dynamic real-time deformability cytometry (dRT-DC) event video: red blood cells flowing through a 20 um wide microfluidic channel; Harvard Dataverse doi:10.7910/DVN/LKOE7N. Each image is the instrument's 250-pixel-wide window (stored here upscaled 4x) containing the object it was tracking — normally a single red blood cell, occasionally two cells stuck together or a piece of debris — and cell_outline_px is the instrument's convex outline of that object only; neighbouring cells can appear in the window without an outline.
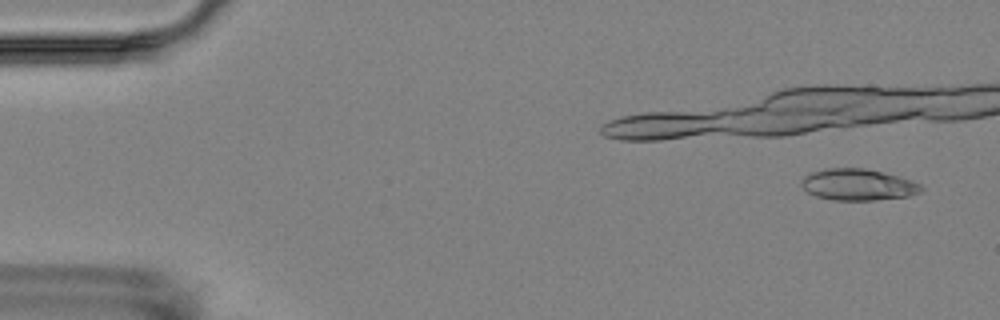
{"species": "Egyptian fruit bat (a non-hibernating species)", "species_latin": "Rousettus aegyptiacus", "temperature_condition": "room temperature", "stored_images_in_passage": 6, "camera_frame_rate_fps": 3000, "um_per_image_px": 0.085, "animal": {"sex": "female"}, "frame": {"image": 1, "passage_image": 1, "time_ms": 0.0, "image_size_px": [1000, 320], "cell_outline_px": [[924, 188], [920, 192], [908, 196], [872, 200], [832, 200], [816, 196], [808, 192], [800, 184], [800, 180], [804, 176], [812, 172], [824, 168], [864, 168], [912, 180], [920, 184]], "centroid_in_image_um": [72.89, 15.69], "position_along_channel_um": 12.1, "area_um2": 21.85}}